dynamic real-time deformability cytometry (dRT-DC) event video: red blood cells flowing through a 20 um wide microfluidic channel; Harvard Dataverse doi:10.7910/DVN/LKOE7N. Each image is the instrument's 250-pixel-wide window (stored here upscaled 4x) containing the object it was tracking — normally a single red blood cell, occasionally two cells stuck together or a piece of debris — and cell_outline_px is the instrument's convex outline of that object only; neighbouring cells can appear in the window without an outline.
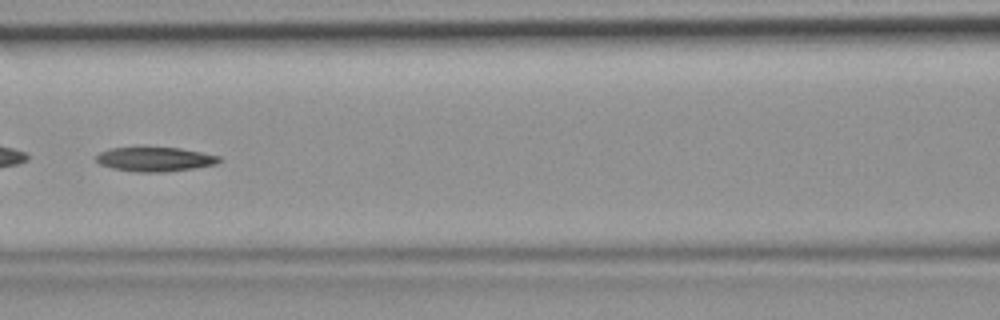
{"species": "common noctule bat (a hibernating species)", "species_latin": "Nyctalus noctula", "temperature_condition": "room temperature", "stored_images_in_passage": 46, "camera_frame_rate_fps": 3000, "um_per_image_px": 0.085, "animal": {"sex": "female", "body_mass_g": 19.9}, "frame": {"image": 1, "passage_image": 20, "time_ms": 6.333, "image_size_px": [1000, 320], "cell_outline_px": [[224, 160], [216, 164], [192, 168], [164, 172], [136, 172], [112, 168], [100, 164], [96, 160], [96, 156], [100, 152], [112, 148], [140, 144], [144, 144], [180, 148], [220, 156]], "centroid_in_image_um": [13.14, 13.48], "position_along_channel_um": 153.5, "area_um2": 18.26}}
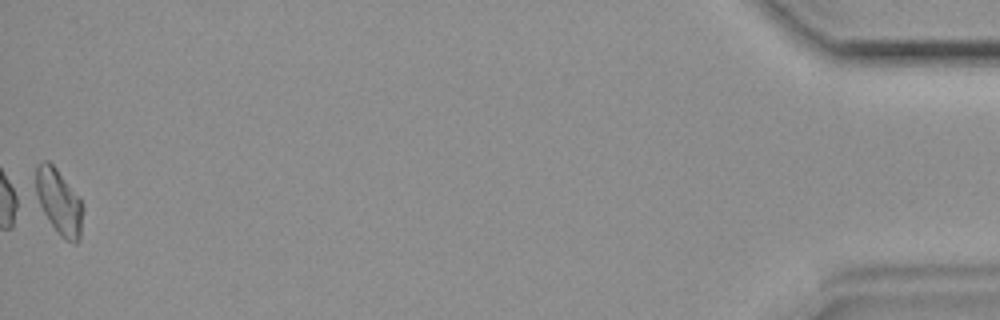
{"frame": {"image": 2, "passage_image": 46, "time_ms": 15.0, "image_size_px": [1000, 320], "cell_outline_px": [[84, 208], [80, 240], [76, 244], [72, 244], [60, 236], [32, 196], [36, 164], [44, 160], [48, 160], [56, 168], [80, 196], [84, 204]], "centroid_in_image_um": [4.98, 17.13], "position_along_channel_um": 430.2, "area_um2": 19.02}}